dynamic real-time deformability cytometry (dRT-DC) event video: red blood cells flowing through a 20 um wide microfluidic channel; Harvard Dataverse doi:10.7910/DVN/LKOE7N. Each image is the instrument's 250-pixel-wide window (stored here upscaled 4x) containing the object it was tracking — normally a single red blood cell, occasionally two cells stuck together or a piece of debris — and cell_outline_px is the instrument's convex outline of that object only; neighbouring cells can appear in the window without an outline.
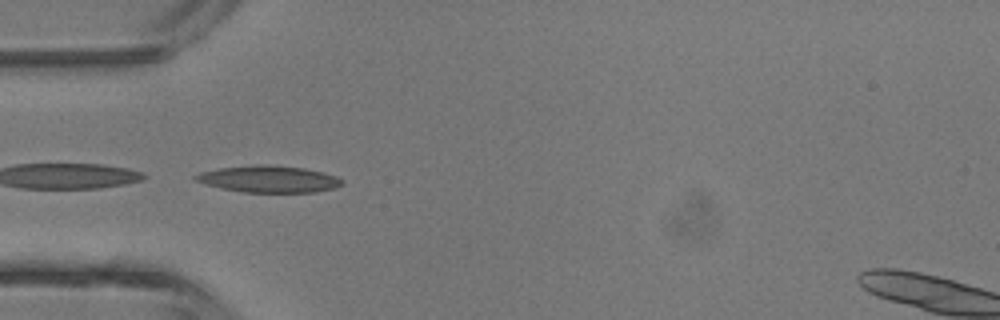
{"species": "common noctule bat (a hibernating species)", "species_latin": "Nyctalus noctula", "temperature_condition": "room temperature", "stored_images_in_passage": 5, "camera_frame_rate_fps": 3000, "um_per_image_px": 0.085, "animal": {"sex": "male", "body_mass_g": 13.3}, "frame": {"image": 1, "passage_image": 4, "time_ms": 4.333, "image_size_px": [1000, 320], "cell_outline_px": [[344, 184], [336, 188], [316, 192], [244, 192], [220, 188], [196, 180], [192, 176], [200, 172], [220, 168], [260, 164], [268, 164], [304, 168], [324, 172], [336, 176], [344, 180]], "centroid_in_image_um": [22.91, 15.22], "position_along_channel_um": 62.1, "area_um2": 22.89}}
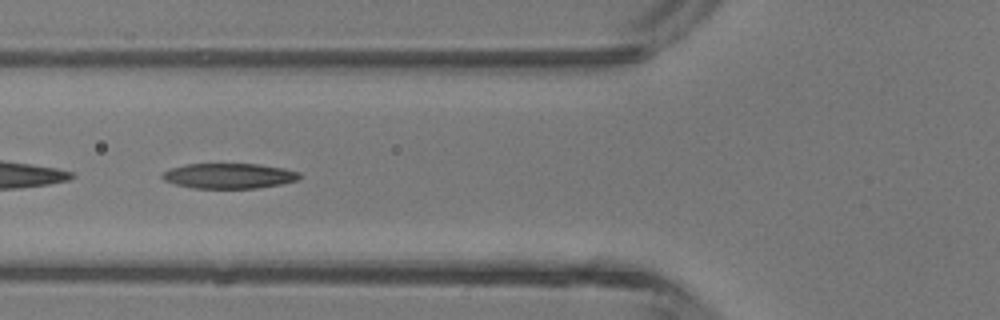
{"frame": {"image": 2, "passage_image": 5, "time_ms": 5.333, "image_size_px": [1000, 320], "cell_outline_px": [[300, 180], [280, 184], [256, 188], [192, 188], [176, 184], [164, 180], [160, 176], [164, 172], [172, 168], [184, 164], [256, 164], [284, 168], [300, 172]], "centroid_in_image_um": [19.48, 14.95], "position_along_channel_um": 106.3, "area_um2": 20.11}}